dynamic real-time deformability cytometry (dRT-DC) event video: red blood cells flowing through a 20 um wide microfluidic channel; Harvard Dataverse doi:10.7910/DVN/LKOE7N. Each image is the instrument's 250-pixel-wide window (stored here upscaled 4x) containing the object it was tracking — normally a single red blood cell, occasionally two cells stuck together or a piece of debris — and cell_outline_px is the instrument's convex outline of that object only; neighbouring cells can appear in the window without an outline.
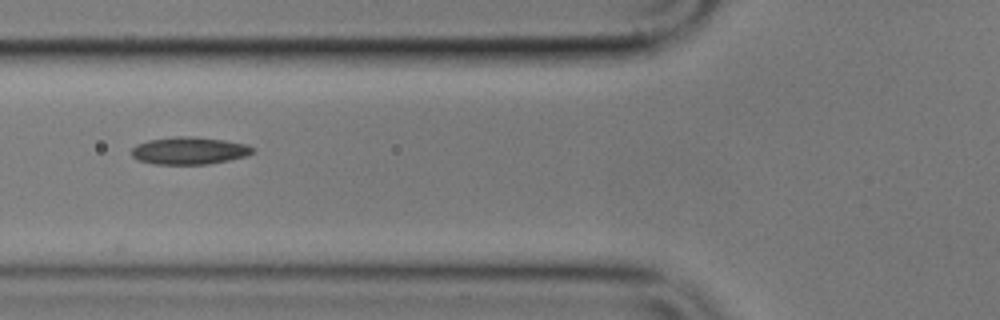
{"species": "common noctule bat (a hibernating species)", "species_latin": "Nyctalus noctula", "temperature_condition": "cold", "stored_images_in_passage": 4, "camera_frame_rate_fps": 3000, "um_per_image_px": 0.085, "animal": {"sex": "male", "body_mass_g": 17.9}, "frame": {"image": 1, "passage_image": 3, "time_ms": 2.333, "image_size_px": [1000, 320], "cell_outline_px": [[256, 152], [248, 156], [208, 164], [156, 164], [136, 160], [132, 156], [132, 148], [136, 144], [148, 140], [176, 136], [196, 136], [224, 140], [248, 144], [256, 148]], "centroid_in_image_um": [16.13, 12.8], "position_along_channel_um": 109.7, "area_um2": 19.65}}